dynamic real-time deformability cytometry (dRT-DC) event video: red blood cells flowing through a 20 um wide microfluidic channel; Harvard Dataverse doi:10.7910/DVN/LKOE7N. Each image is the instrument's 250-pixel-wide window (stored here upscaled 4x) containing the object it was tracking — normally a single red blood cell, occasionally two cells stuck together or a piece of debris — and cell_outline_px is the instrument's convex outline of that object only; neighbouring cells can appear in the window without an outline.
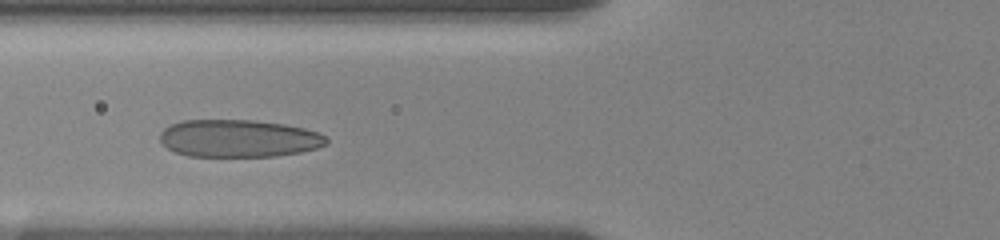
{"species": "human", "species_latin": "Homo sapiens", "temperature_condition": "room temperature", "stored_images_in_passage": 5, "camera_frame_rate_fps": 3000, "um_per_image_px": 0.085, "donor": {"sex": "female"}, "frame": {"image": 1, "passage_image": 3, "time_ms": 1.667, "image_size_px": [1000, 240], "cell_outline_px": [[328, 144], [316, 148], [300, 152], [276, 156], [188, 156], [176, 152], [168, 148], [160, 140], [160, 132], [164, 128], [172, 124], [184, 120], [252, 120], [284, 124], [304, 128], [320, 132], [328, 140]], "centroid_in_image_um": [20.3, 11.76], "position_along_channel_um": 105.5, "area_um2": 36.36}}
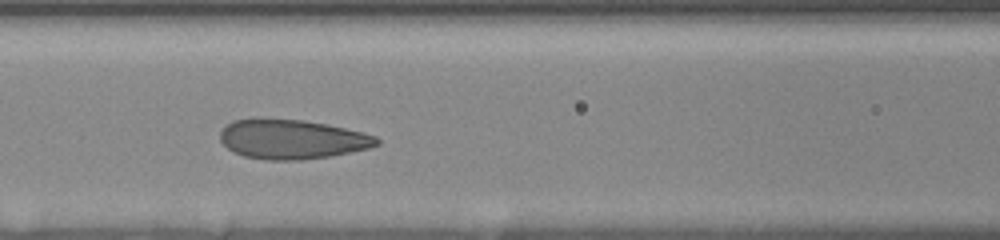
{"frame": {"image": 2, "passage_image": 4, "time_ms": 2.667, "image_size_px": [1000, 240], "cell_outline_px": [[380, 144], [368, 148], [328, 156], [300, 160], [264, 160], [244, 156], [228, 148], [220, 140], [220, 132], [232, 120], [252, 116], [304, 120], [344, 128], [376, 136], [380, 140]], "centroid_in_image_um": [24.75, 11.81], "position_along_channel_um": 141.8, "area_um2": 36.24}}